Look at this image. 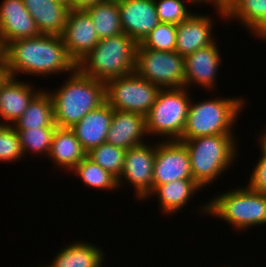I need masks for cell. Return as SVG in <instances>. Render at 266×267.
Here are the masks:
<instances>
[{"label": "cell", "mask_w": 266, "mask_h": 267, "mask_svg": "<svg viewBox=\"0 0 266 267\" xmlns=\"http://www.w3.org/2000/svg\"><path fill=\"white\" fill-rule=\"evenodd\" d=\"M57 127H38L29 129H16L18 132L22 151L26 155L46 157L49 154L52 138ZM28 153V154H27Z\"/></svg>", "instance_id": "83f0119b"}, {"label": "cell", "mask_w": 266, "mask_h": 267, "mask_svg": "<svg viewBox=\"0 0 266 267\" xmlns=\"http://www.w3.org/2000/svg\"><path fill=\"white\" fill-rule=\"evenodd\" d=\"M217 43L200 48L184 58L185 78L184 87H202L208 92H213L218 87V72L222 67V54ZM212 89V90H211ZM211 90V91H210Z\"/></svg>", "instance_id": "7c38bea8"}, {"label": "cell", "mask_w": 266, "mask_h": 267, "mask_svg": "<svg viewBox=\"0 0 266 267\" xmlns=\"http://www.w3.org/2000/svg\"><path fill=\"white\" fill-rule=\"evenodd\" d=\"M13 126L15 129L57 127L54 123L53 101L46 88L31 100Z\"/></svg>", "instance_id": "d4e9b609"}, {"label": "cell", "mask_w": 266, "mask_h": 267, "mask_svg": "<svg viewBox=\"0 0 266 267\" xmlns=\"http://www.w3.org/2000/svg\"><path fill=\"white\" fill-rule=\"evenodd\" d=\"M57 1L64 3L65 5L70 7V9H71V0H57Z\"/></svg>", "instance_id": "74e56055"}, {"label": "cell", "mask_w": 266, "mask_h": 267, "mask_svg": "<svg viewBox=\"0 0 266 267\" xmlns=\"http://www.w3.org/2000/svg\"><path fill=\"white\" fill-rule=\"evenodd\" d=\"M157 16L160 22L179 24L183 22L193 11L189 8H193V5L201 4L197 0H154ZM186 6V5H190Z\"/></svg>", "instance_id": "4dcf8cb0"}, {"label": "cell", "mask_w": 266, "mask_h": 267, "mask_svg": "<svg viewBox=\"0 0 266 267\" xmlns=\"http://www.w3.org/2000/svg\"><path fill=\"white\" fill-rule=\"evenodd\" d=\"M125 154L126 149L104 142L91 148L86 156L118 179L123 171Z\"/></svg>", "instance_id": "f1b7e54d"}, {"label": "cell", "mask_w": 266, "mask_h": 267, "mask_svg": "<svg viewBox=\"0 0 266 267\" xmlns=\"http://www.w3.org/2000/svg\"><path fill=\"white\" fill-rule=\"evenodd\" d=\"M5 61L9 76L16 78L21 74L44 78L62 73L66 76L77 68L61 36L53 34L11 41L6 45Z\"/></svg>", "instance_id": "6da1fadb"}, {"label": "cell", "mask_w": 266, "mask_h": 267, "mask_svg": "<svg viewBox=\"0 0 266 267\" xmlns=\"http://www.w3.org/2000/svg\"><path fill=\"white\" fill-rule=\"evenodd\" d=\"M137 47L138 43L125 33L104 38L77 63V68L106 83L135 72Z\"/></svg>", "instance_id": "8992f818"}, {"label": "cell", "mask_w": 266, "mask_h": 267, "mask_svg": "<svg viewBox=\"0 0 266 267\" xmlns=\"http://www.w3.org/2000/svg\"><path fill=\"white\" fill-rule=\"evenodd\" d=\"M106 102L114 109L146 116L161 90L136 72L105 83Z\"/></svg>", "instance_id": "9c48e42d"}, {"label": "cell", "mask_w": 266, "mask_h": 267, "mask_svg": "<svg viewBox=\"0 0 266 267\" xmlns=\"http://www.w3.org/2000/svg\"><path fill=\"white\" fill-rule=\"evenodd\" d=\"M146 117L135 112L114 110L106 142L122 149L148 142Z\"/></svg>", "instance_id": "ac0fdd59"}, {"label": "cell", "mask_w": 266, "mask_h": 267, "mask_svg": "<svg viewBox=\"0 0 266 267\" xmlns=\"http://www.w3.org/2000/svg\"><path fill=\"white\" fill-rule=\"evenodd\" d=\"M67 76L60 87L47 89L53 101L54 123L60 128H71L106 102L105 82L84 75L78 68Z\"/></svg>", "instance_id": "7a4b0ae2"}, {"label": "cell", "mask_w": 266, "mask_h": 267, "mask_svg": "<svg viewBox=\"0 0 266 267\" xmlns=\"http://www.w3.org/2000/svg\"><path fill=\"white\" fill-rule=\"evenodd\" d=\"M5 50L6 46L4 45L0 34V64L5 62Z\"/></svg>", "instance_id": "8d00e7d4"}, {"label": "cell", "mask_w": 266, "mask_h": 267, "mask_svg": "<svg viewBox=\"0 0 266 267\" xmlns=\"http://www.w3.org/2000/svg\"><path fill=\"white\" fill-rule=\"evenodd\" d=\"M67 245V246H66ZM102 248L84 240H75L58 250L50 267H103L106 254Z\"/></svg>", "instance_id": "7402d4cb"}, {"label": "cell", "mask_w": 266, "mask_h": 267, "mask_svg": "<svg viewBox=\"0 0 266 267\" xmlns=\"http://www.w3.org/2000/svg\"><path fill=\"white\" fill-rule=\"evenodd\" d=\"M35 267H50V266H48V264L46 263V265L44 264V265H38V266H35Z\"/></svg>", "instance_id": "ab89813d"}, {"label": "cell", "mask_w": 266, "mask_h": 267, "mask_svg": "<svg viewBox=\"0 0 266 267\" xmlns=\"http://www.w3.org/2000/svg\"><path fill=\"white\" fill-rule=\"evenodd\" d=\"M122 31L140 43L159 23L154 0H117Z\"/></svg>", "instance_id": "9a60e30c"}, {"label": "cell", "mask_w": 266, "mask_h": 267, "mask_svg": "<svg viewBox=\"0 0 266 267\" xmlns=\"http://www.w3.org/2000/svg\"><path fill=\"white\" fill-rule=\"evenodd\" d=\"M135 72L160 89L184 88V57L176 51L137 47Z\"/></svg>", "instance_id": "ba28073f"}, {"label": "cell", "mask_w": 266, "mask_h": 267, "mask_svg": "<svg viewBox=\"0 0 266 267\" xmlns=\"http://www.w3.org/2000/svg\"><path fill=\"white\" fill-rule=\"evenodd\" d=\"M113 112L114 109L105 102L100 107L88 112L70 128L86 152L106 142Z\"/></svg>", "instance_id": "ffe728a7"}, {"label": "cell", "mask_w": 266, "mask_h": 267, "mask_svg": "<svg viewBox=\"0 0 266 267\" xmlns=\"http://www.w3.org/2000/svg\"><path fill=\"white\" fill-rule=\"evenodd\" d=\"M9 76L8 70L6 67V61L3 64H0V85L5 81Z\"/></svg>", "instance_id": "d590c367"}, {"label": "cell", "mask_w": 266, "mask_h": 267, "mask_svg": "<svg viewBox=\"0 0 266 267\" xmlns=\"http://www.w3.org/2000/svg\"><path fill=\"white\" fill-rule=\"evenodd\" d=\"M156 141L155 143L145 142L127 149L123 171L117 179L119 189H123V187L128 185L132 186L134 189V199L139 202H145L146 198L153 191V167L157 147Z\"/></svg>", "instance_id": "30bf717a"}, {"label": "cell", "mask_w": 266, "mask_h": 267, "mask_svg": "<svg viewBox=\"0 0 266 267\" xmlns=\"http://www.w3.org/2000/svg\"><path fill=\"white\" fill-rule=\"evenodd\" d=\"M69 174L78 176L88 189L93 188L96 189V191L106 190L108 192L111 190V192H113L115 189V191H117L119 189L117 178L87 156L71 170Z\"/></svg>", "instance_id": "4316f807"}, {"label": "cell", "mask_w": 266, "mask_h": 267, "mask_svg": "<svg viewBox=\"0 0 266 267\" xmlns=\"http://www.w3.org/2000/svg\"><path fill=\"white\" fill-rule=\"evenodd\" d=\"M41 34L61 35L70 7L57 0H23Z\"/></svg>", "instance_id": "cb8c5ba5"}, {"label": "cell", "mask_w": 266, "mask_h": 267, "mask_svg": "<svg viewBox=\"0 0 266 267\" xmlns=\"http://www.w3.org/2000/svg\"><path fill=\"white\" fill-rule=\"evenodd\" d=\"M86 153L70 128L57 127L47 158L61 171L69 173L86 157Z\"/></svg>", "instance_id": "603a6c76"}, {"label": "cell", "mask_w": 266, "mask_h": 267, "mask_svg": "<svg viewBox=\"0 0 266 267\" xmlns=\"http://www.w3.org/2000/svg\"><path fill=\"white\" fill-rule=\"evenodd\" d=\"M8 76L0 85V124L13 125L31 100L42 90L34 84Z\"/></svg>", "instance_id": "2e32d148"}, {"label": "cell", "mask_w": 266, "mask_h": 267, "mask_svg": "<svg viewBox=\"0 0 266 267\" xmlns=\"http://www.w3.org/2000/svg\"><path fill=\"white\" fill-rule=\"evenodd\" d=\"M197 11L193 12L183 22L176 25L177 40L175 51L186 57L200 48L214 44L216 41L213 27L216 25L212 17Z\"/></svg>", "instance_id": "5bb4252c"}, {"label": "cell", "mask_w": 266, "mask_h": 267, "mask_svg": "<svg viewBox=\"0 0 266 267\" xmlns=\"http://www.w3.org/2000/svg\"><path fill=\"white\" fill-rule=\"evenodd\" d=\"M239 187V188H238ZM219 193L196 208L199 214L222 219L235 231L266 225V193L248 189L245 185Z\"/></svg>", "instance_id": "277c9868"}, {"label": "cell", "mask_w": 266, "mask_h": 267, "mask_svg": "<svg viewBox=\"0 0 266 267\" xmlns=\"http://www.w3.org/2000/svg\"><path fill=\"white\" fill-rule=\"evenodd\" d=\"M203 191L193 179H180L175 180L163 185H158L146 198L154 197L158 202V208L162 216L164 215H177L186 208L191 202V198L199 191ZM187 205V206H186ZM181 210V211H180Z\"/></svg>", "instance_id": "44dd1931"}, {"label": "cell", "mask_w": 266, "mask_h": 267, "mask_svg": "<svg viewBox=\"0 0 266 267\" xmlns=\"http://www.w3.org/2000/svg\"><path fill=\"white\" fill-rule=\"evenodd\" d=\"M61 39L68 55L80 62L99 42L92 18L84 9H70Z\"/></svg>", "instance_id": "4fadbf2b"}, {"label": "cell", "mask_w": 266, "mask_h": 267, "mask_svg": "<svg viewBox=\"0 0 266 267\" xmlns=\"http://www.w3.org/2000/svg\"><path fill=\"white\" fill-rule=\"evenodd\" d=\"M176 40V25L160 22L140 43H138V47L173 52L176 49Z\"/></svg>", "instance_id": "f546056e"}, {"label": "cell", "mask_w": 266, "mask_h": 267, "mask_svg": "<svg viewBox=\"0 0 266 267\" xmlns=\"http://www.w3.org/2000/svg\"><path fill=\"white\" fill-rule=\"evenodd\" d=\"M190 101L186 124L179 141L199 136L234 134L240 113L247 107L244 97H210Z\"/></svg>", "instance_id": "5b68a950"}, {"label": "cell", "mask_w": 266, "mask_h": 267, "mask_svg": "<svg viewBox=\"0 0 266 267\" xmlns=\"http://www.w3.org/2000/svg\"><path fill=\"white\" fill-rule=\"evenodd\" d=\"M84 10L92 18L100 40L123 33L117 0H104Z\"/></svg>", "instance_id": "484cf974"}, {"label": "cell", "mask_w": 266, "mask_h": 267, "mask_svg": "<svg viewBox=\"0 0 266 267\" xmlns=\"http://www.w3.org/2000/svg\"><path fill=\"white\" fill-rule=\"evenodd\" d=\"M257 133L261 153L245 186L252 191L266 193V126Z\"/></svg>", "instance_id": "d6a6232c"}, {"label": "cell", "mask_w": 266, "mask_h": 267, "mask_svg": "<svg viewBox=\"0 0 266 267\" xmlns=\"http://www.w3.org/2000/svg\"><path fill=\"white\" fill-rule=\"evenodd\" d=\"M191 90L187 88L161 89L146 117L149 137L162 140H179L186 124Z\"/></svg>", "instance_id": "52a82bcc"}, {"label": "cell", "mask_w": 266, "mask_h": 267, "mask_svg": "<svg viewBox=\"0 0 266 267\" xmlns=\"http://www.w3.org/2000/svg\"><path fill=\"white\" fill-rule=\"evenodd\" d=\"M0 34L5 46L11 41L32 38L41 34L23 0H2Z\"/></svg>", "instance_id": "e0dca14e"}, {"label": "cell", "mask_w": 266, "mask_h": 267, "mask_svg": "<svg viewBox=\"0 0 266 267\" xmlns=\"http://www.w3.org/2000/svg\"><path fill=\"white\" fill-rule=\"evenodd\" d=\"M201 5L202 4H204V5H211L212 6V8H214L213 10H215V12L216 13H218L217 15L219 16V17H217V18H221V20H222V18L224 19V21H225V9H224V6H221V5H217V0H197ZM214 6V7H213ZM221 16V17H220Z\"/></svg>", "instance_id": "836d02e7"}, {"label": "cell", "mask_w": 266, "mask_h": 267, "mask_svg": "<svg viewBox=\"0 0 266 267\" xmlns=\"http://www.w3.org/2000/svg\"><path fill=\"white\" fill-rule=\"evenodd\" d=\"M229 0H217V5L224 6Z\"/></svg>", "instance_id": "f35d334b"}, {"label": "cell", "mask_w": 266, "mask_h": 267, "mask_svg": "<svg viewBox=\"0 0 266 267\" xmlns=\"http://www.w3.org/2000/svg\"><path fill=\"white\" fill-rule=\"evenodd\" d=\"M180 179H193L185 144L179 140H158L153 167V190L158 185Z\"/></svg>", "instance_id": "8fae6325"}, {"label": "cell", "mask_w": 266, "mask_h": 267, "mask_svg": "<svg viewBox=\"0 0 266 267\" xmlns=\"http://www.w3.org/2000/svg\"><path fill=\"white\" fill-rule=\"evenodd\" d=\"M104 0H71V9H85Z\"/></svg>", "instance_id": "e575fe53"}, {"label": "cell", "mask_w": 266, "mask_h": 267, "mask_svg": "<svg viewBox=\"0 0 266 267\" xmlns=\"http://www.w3.org/2000/svg\"><path fill=\"white\" fill-rule=\"evenodd\" d=\"M235 135H207L182 141L189 153L193 180L201 188L214 184L238 161L239 142Z\"/></svg>", "instance_id": "3957f363"}, {"label": "cell", "mask_w": 266, "mask_h": 267, "mask_svg": "<svg viewBox=\"0 0 266 267\" xmlns=\"http://www.w3.org/2000/svg\"><path fill=\"white\" fill-rule=\"evenodd\" d=\"M224 9L227 24L236 20L243 30L266 43V0H229Z\"/></svg>", "instance_id": "d6986e66"}, {"label": "cell", "mask_w": 266, "mask_h": 267, "mask_svg": "<svg viewBox=\"0 0 266 267\" xmlns=\"http://www.w3.org/2000/svg\"><path fill=\"white\" fill-rule=\"evenodd\" d=\"M20 138L13 125L0 124V162L13 163L24 160Z\"/></svg>", "instance_id": "1f68e13d"}]
</instances>
